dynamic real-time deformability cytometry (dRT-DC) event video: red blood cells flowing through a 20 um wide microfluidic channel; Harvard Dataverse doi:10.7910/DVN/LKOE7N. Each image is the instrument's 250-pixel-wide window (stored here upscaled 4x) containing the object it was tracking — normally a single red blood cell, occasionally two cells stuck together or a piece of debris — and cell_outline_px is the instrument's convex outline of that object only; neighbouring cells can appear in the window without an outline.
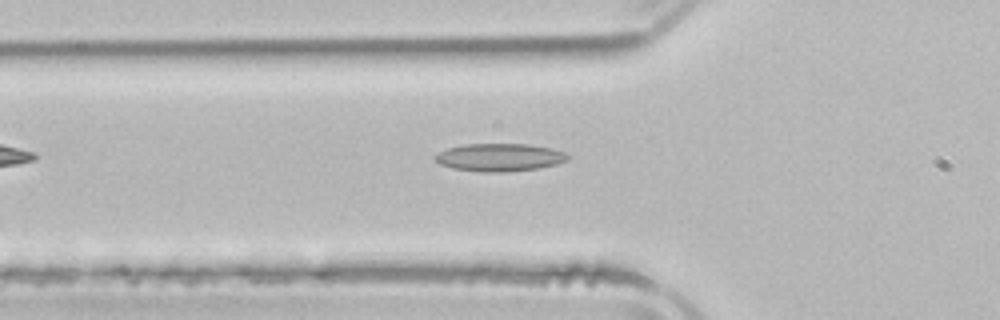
{"species": "common noctule bat (a hibernating species)", "species_latin": "Nyctalus noctula", "temperature_condition": "room temperature", "stored_images_in_passage": 4, "camera_frame_rate_fps": 3000, "um_per_image_px": 0.085, "animal": {"sex": "male", "body_mass_g": 21.5, "forearm_length_mm": 52.0}, "frame": {"image": 1, "passage_image": 4, "time_ms": 4.333, "image_size_px": [1000, 320], "cell_outline_px": [[568, 160], [556, 164], [540, 168], [508, 172], [480, 172], [452, 168], [440, 164], [432, 160], [432, 156], [448, 148], [464, 144], [528, 144], [552, 148], [568, 152]], "centroid_in_image_um": [42.46, 13.38], "position_along_channel_um": 83.3, "area_um2": 21.79}}